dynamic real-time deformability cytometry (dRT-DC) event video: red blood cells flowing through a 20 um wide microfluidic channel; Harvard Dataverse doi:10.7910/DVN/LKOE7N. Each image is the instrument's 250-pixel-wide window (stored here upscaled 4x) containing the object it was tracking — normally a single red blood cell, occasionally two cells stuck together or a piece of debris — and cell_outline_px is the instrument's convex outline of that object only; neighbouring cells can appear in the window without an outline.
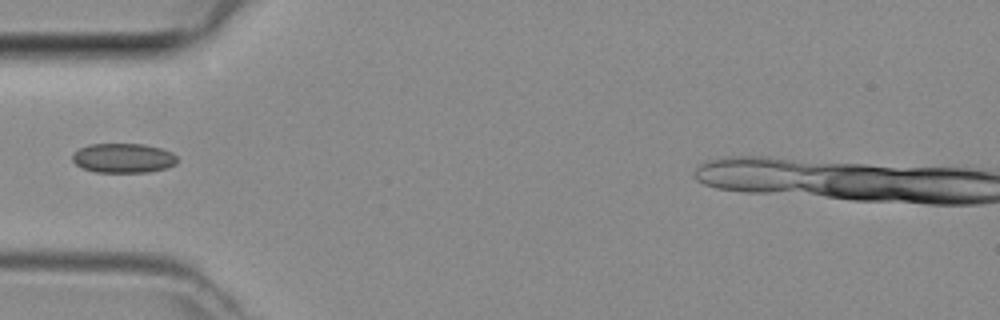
{"species": "common noctule bat (a hibernating species)", "species_latin": "Nyctalus noctula", "temperature_condition": "room temperature", "stored_images_in_passage": 6, "camera_frame_rate_fps": 3000, "um_per_image_px": 0.085, "animal": {"sex": "female", "body_mass_g": 29.2, "forearm_length_mm": 56.3}, "frame": {"image": 1, "passage_image": 5, "time_ms": 1.333, "image_size_px": [1000, 320], "cell_outline_px": [[176, 164], [168, 168], [148, 172], [96, 172], [84, 168], [76, 164], [72, 160], [72, 156], [80, 148], [88, 144], [144, 144], [160, 148], [172, 152], [176, 156]], "centroid_in_image_um": [10.5, 13.44], "position_along_channel_um": 74.5, "area_um2": 17.98}}
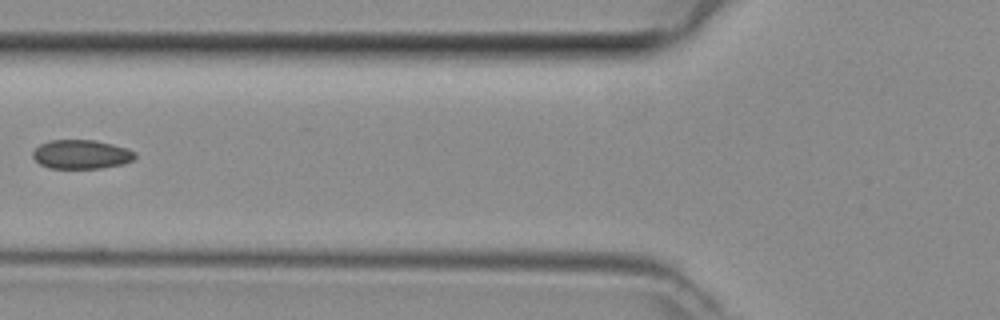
{"frame": {"image": 2, "passage_image": 6, "time_ms": 1.667, "image_size_px": [1000, 320], "cell_outline_px": [[136, 156], [132, 160], [124, 164], [100, 168], [48, 168], [40, 164], [32, 156], [32, 152], [40, 144], [48, 140], [96, 140], [128, 148], [136, 152]], "centroid_in_image_um": [6.92, 13.11], "position_along_channel_um": 118.9, "area_um2": 17.4}}